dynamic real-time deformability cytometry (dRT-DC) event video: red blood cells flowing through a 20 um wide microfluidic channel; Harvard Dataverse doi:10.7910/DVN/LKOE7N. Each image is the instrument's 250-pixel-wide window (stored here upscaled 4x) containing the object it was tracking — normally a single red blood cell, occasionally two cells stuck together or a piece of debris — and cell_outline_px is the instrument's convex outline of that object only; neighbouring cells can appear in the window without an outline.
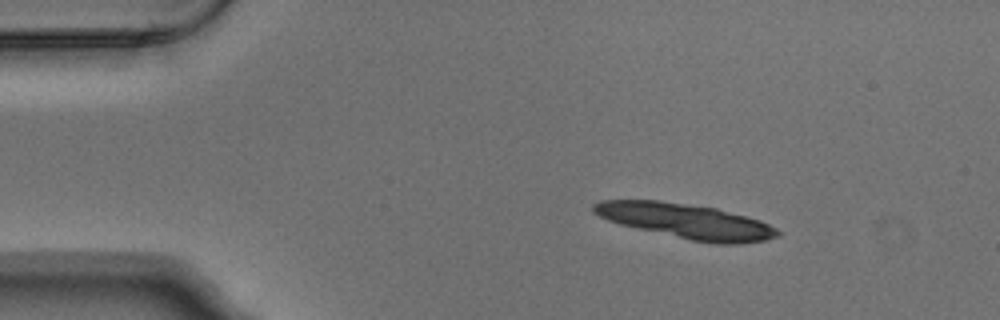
{"species": "Egyptian fruit bat (a non-hibernating species)", "species_latin": "Rousettus aegyptiacus", "temperature_condition": "warm", "stored_images_in_passage": 5, "camera_frame_rate_fps": 3000, "um_per_image_px": 0.085, "animal": {"sex": "male"}, "frame": {"image": 1, "passage_image": 1, "time_ms": 0.0, "image_size_px": [1000, 320], "cell_outline_px": [[780, 236], [764, 240], [736, 244], [716, 244], [692, 240], [636, 228], [620, 224], [608, 220], [592, 212], [592, 204], [600, 200], [660, 200], [716, 208], [760, 220], [776, 228], [780, 232]], "centroid_in_image_um": [58.3, 18.79], "position_along_channel_um": 26.7, "area_um2": 37.22}}
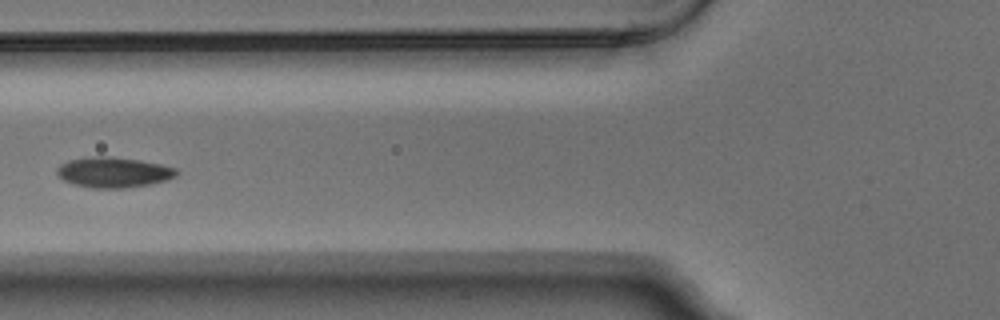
{"frame": {"image": 2, "passage_image": 4, "time_ms": 1.0, "image_size_px": [1000, 320], "cell_outline_px": [[180, 172], [176, 176], [168, 180], [148, 184], [124, 188], [92, 188], [72, 184], [64, 180], [56, 172], [56, 168], [60, 164], [68, 160], [96, 156], [112, 156], [140, 160], [160, 164], [176, 168]], "centroid_in_image_um": [9.66, 14.64], "position_along_channel_um": 116.1, "area_um2": 21.27}}
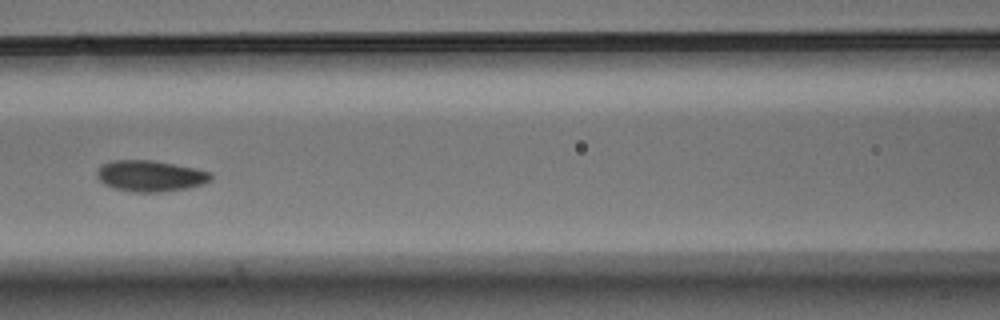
{"frame": {"image": 3, "passage_image": 5, "time_ms": 1.333, "image_size_px": [1000, 320], "cell_outline_px": [[212, 180], [204, 184], [188, 188], [160, 192], [132, 192], [112, 188], [104, 184], [96, 176], [96, 172], [100, 164], [112, 160], [152, 160], [212, 172]], "centroid_in_image_um": [12.75, 14.96], "position_along_channel_um": 153.9, "area_um2": 20.81}}